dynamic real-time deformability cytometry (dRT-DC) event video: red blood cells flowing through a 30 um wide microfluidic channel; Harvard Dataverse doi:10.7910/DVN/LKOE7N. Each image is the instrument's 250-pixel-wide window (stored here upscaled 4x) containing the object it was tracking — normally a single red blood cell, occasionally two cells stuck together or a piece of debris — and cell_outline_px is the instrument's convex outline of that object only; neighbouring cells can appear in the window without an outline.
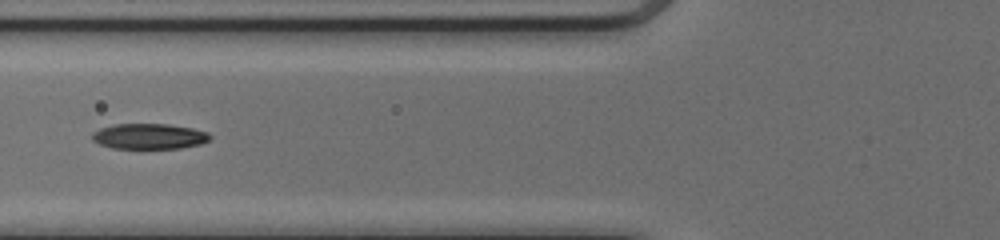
{"species": "common noctule bat (a hibernating species)", "species_latin": "Nyctalus noctula", "temperature_condition": "cold", "stored_images_in_passage": 39, "camera_frame_rate_fps": 3000, "um_per_image_px": 0.085, "animal": {"sex": "female", "body_mass_g": 17.0, "forearm_length_mm": 48.0}, "frame": {"image": 1, "passage_image": 9, "time_ms": 2.667, "image_size_px": [1000, 240], "cell_outline_px": [[212, 136], [208, 140], [200, 144], [180, 148], [112, 148], [100, 144], [92, 140], [92, 132], [100, 128], [116, 124], [168, 124], [192, 128], [208, 132]], "centroid_in_image_um": [12.67, 11.58], "position_along_channel_um": 113.1, "area_um2": 17.46}}
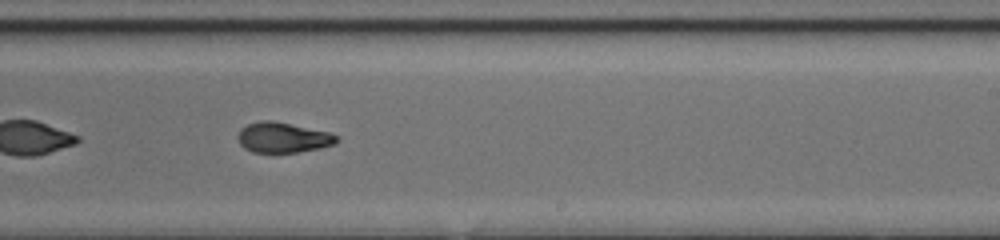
{"frame": {"image": 2, "passage_image": 20, "time_ms": 6.333, "image_size_px": [1000, 240], "cell_outline_px": [[340, 140], [336, 144], [320, 148], [296, 152], [252, 152], [244, 148], [240, 144], [236, 136], [240, 128], [248, 124], [260, 120], [272, 120], [328, 132], [336, 136]], "centroid_in_image_um": [24.02, 11.69], "position_along_channel_um": 265.0, "area_um2": 17.46}}
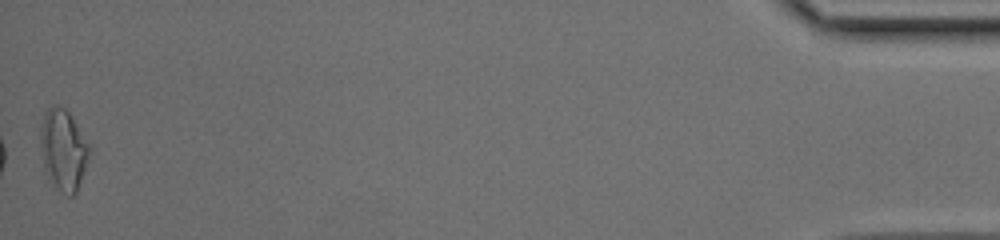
{"frame": {"image": 3, "passage_image": 39, "time_ms": 12.667, "image_size_px": [1000, 240], "cell_outline_px": [[92, 148], [76, 192], [72, 196], [68, 196], [60, 192], [48, 180], [44, 172], [40, 144], [40, 124], [44, 112], [52, 104], [56, 104], [64, 108], [68, 112]], "centroid_in_image_um": [5.35, 12.73], "position_along_channel_um": 429.9, "area_um2": 23.41}, "authors_computed_cell_mechanics": {"area_um2": 18.3226, "velocity_mm_per_s": 4.1407, "shape_relaxation_time_tau1_ms": 4.8562, "shape_relaxation_time_tau2_ms": 2.8039, "deformation_change_tau1": 0.1966, "deformation_change_tau2": 0.0912}}